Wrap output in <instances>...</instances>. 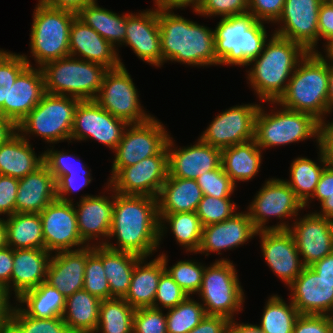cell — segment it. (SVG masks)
I'll use <instances>...</instances> for the list:
<instances>
[{"instance_id": "48", "label": "cell", "mask_w": 333, "mask_h": 333, "mask_svg": "<svg viewBox=\"0 0 333 333\" xmlns=\"http://www.w3.org/2000/svg\"><path fill=\"white\" fill-rule=\"evenodd\" d=\"M236 203L230 198H215L203 195L198 207L196 215L199 217L202 226L219 223L231 218L235 213Z\"/></svg>"}, {"instance_id": "14", "label": "cell", "mask_w": 333, "mask_h": 333, "mask_svg": "<svg viewBox=\"0 0 333 333\" xmlns=\"http://www.w3.org/2000/svg\"><path fill=\"white\" fill-rule=\"evenodd\" d=\"M295 220L291 227L285 221L269 227L291 232L304 266H311L333 252V220L315 212Z\"/></svg>"}, {"instance_id": "22", "label": "cell", "mask_w": 333, "mask_h": 333, "mask_svg": "<svg viewBox=\"0 0 333 333\" xmlns=\"http://www.w3.org/2000/svg\"><path fill=\"white\" fill-rule=\"evenodd\" d=\"M122 44L129 45L136 56L146 63L162 66L158 9L127 14L126 37Z\"/></svg>"}, {"instance_id": "63", "label": "cell", "mask_w": 333, "mask_h": 333, "mask_svg": "<svg viewBox=\"0 0 333 333\" xmlns=\"http://www.w3.org/2000/svg\"><path fill=\"white\" fill-rule=\"evenodd\" d=\"M97 0H39L40 3L55 9H65L77 13L86 4Z\"/></svg>"}, {"instance_id": "38", "label": "cell", "mask_w": 333, "mask_h": 333, "mask_svg": "<svg viewBox=\"0 0 333 333\" xmlns=\"http://www.w3.org/2000/svg\"><path fill=\"white\" fill-rule=\"evenodd\" d=\"M77 17L114 47L122 46L126 37L127 14L120 16L94 2L83 6Z\"/></svg>"}, {"instance_id": "10", "label": "cell", "mask_w": 333, "mask_h": 333, "mask_svg": "<svg viewBox=\"0 0 333 333\" xmlns=\"http://www.w3.org/2000/svg\"><path fill=\"white\" fill-rule=\"evenodd\" d=\"M233 262L221 258L205 266L202 286L198 292L206 315H220L235 319L234 313L242 311L244 292Z\"/></svg>"}, {"instance_id": "9", "label": "cell", "mask_w": 333, "mask_h": 333, "mask_svg": "<svg viewBox=\"0 0 333 333\" xmlns=\"http://www.w3.org/2000/svg\"><path fill=\"white\" fill-rule=\"evenodd\" d=\"M259 107L255 118V141L260 149L287 145L312 137L319 144V123L313 115L286 108L267 113ZM266 112V113H265Z\"/></svg>"}, {"instance_id": "16", "label": "cell", "mask_w": 333, "mask_h": 333, "mask_svg": "<svg viewBox=\"0 0 333 333\" xmlns=\"http://www.w3.org/2000/svg\"><path fill=\"white\" fill-rule=\"evenodd\" d=\"M167 177L168 154H156L121 168L107 184L116 193L157 198Z\"/></svg>"}, {"instance_id": "1", "label": "cell", "mask_w": 333, "mask_h": 333, "mask_svg": "<svg viewBox=\"0 0 333 333\" xmlns=\"http://www.w3.org/2000/svg\"><path fill=\"white\" fill-rule=\"evenodd\" d=\"M113 237L117 239L118 246H114L106 239H102L97 244L145 258L153 254L152 252H155L160 245L157 198L115 192L112 224L108 239Z\"/></svg>"}, {"instance_id": "32", "label": "cell", "mask_w": 333, "mask_h": 333, "mask_svg": "<svg viewBox=\"0 0 333 333\" xmlns=\"http://www.w3.org/2000/svg\"><path fill=\"white\" fill-rule=\"evenodd\" d=\"M93 252L103 262L111 298H124L129 290L134 267L142 257L96 244L93 245Z\"/></svg>"}, {"instance_id": "67", "label": "cell", "mask_w": 333, "mask_h": 333, "mask_svg": "<svg viewBox=\"0 0 333 333\" xmlns=\"http://www.w3.org/2000/svg\"><path fill=\"white\" fill-rule=\"evenodd\" d=\"M10 297L6 289L0 285V327L11 316L13 306L9 302Z\"/></svg>"}, {"instance_id": "7", "label": "cell", "mask_w": 333, "mask_h": 333, "mask_svg": "<svg viewBox=\"0 0 333 333\" xmlns=\"http://www.w3.org/2000/svg\"><path fill=\"white\" fill-rule=\"evenodd\" d=\"M76 17L73 11L51 8L38 1L30 33V53L37 67L70 55V28Z\"/></svg>"}, {"instance_id": "46", "label": "cell", "mask_w": 333, "mask_h": 333, "mask_svg": "<svg viewBox=\"0 0 333 333\" xmlns=\"http://www.w3.org/2000/svg\"><path fill=\"white\" fill-rule=\"evenodd\" d=\"M159 257L163 260L165 270L172 279L190 296L198 293L202 286L205 266L195 260L178 261L173 266L167 268L168 258L162 253Z\"/></svg>"}, {"instance_id": "50", "label": "cell", "mask_w": 333, "mask_h": 333, "mask_svg": "<svg viewBox=\"0 0 333 333\" xmlns=\"http://www.w3.org/2000/svg\"><path fill=\"white\" fill-rule=\"evenodd\" d=\"M11 316L27 333H71L62 317L33 318L17 305L12 307Z\"/></svg>"}, {"instance_id": "40", "label": "cell", "mask_w": 333, "mask_h": 333, "mask_svg": "<svg viewBox=\"0 0 333 333\" xmlns=\"http://www.w3.org/2000/svg\"><path fill=\"white\" fill-rule=\"evenodd\" d=\"M23 307L21 309L33 318L62 317L66 304V297L46 281L16 299Z\"/></svg>"}, {"instance_id": "5", "label": "cell", "mask_w": 333, "mask_h": 333, "mask_svg": "<svg viewBox=\"0 0 333 333\" xmlns=\"http://www.w3.org/2000/svg\"><path fill=\"white\" fill-rule=\"evenodd\" d=\"M264 23L250 13L221 18L214 29L217 65L249 66L267 42Z\"/></svg>"}, {"instance_id": "36", "label": "cell", "mask_w": 333, "mask_h": 333, "mask_svg": "<svg viewBox=\"0 0 333 333\" xmlns=\"http://www.w3.org/2000/svg\"><path fill=\"white\" fill-rule=\"evenodd\" d=\"M262 150L255 139L221 150V165L235 184L249 181L258 174L262 163Z\"/></svg>"}, {"instance_id": "39", "label": "cell", "mask_w": 333, "mask_h": 333, "mask_svg": "<svg viewBox=\"0 0 333 333\" xmlns=\"http://www.w3.org/2000/svg\"><path fill=\"white\" fill-rule=\"evenodd\" d=\"M7 243L12 249H45L39 213H14L5 219Z\"/></svg>"}, {"instance_id": "6", "label": "cell", "mask_w": 333, "mask_h": 333, "mask_svg": "<svg viewBox=\"0 0 333 333\" xmlns=\"http://www.w3.org/2000/svg\"><path fill=\"white\" fill-rule=\"evenodd\" d=\"M44 75L45 93L94 100L108 70L101 64L73 56L52 60L41 67Z\"/></svg>"}, {"instance_id": "37", "label": "cell", "mask_w": 333, "mask_h": 333, "mask_svg": "<svg viewBox=\"0 0 333 333\" xmlns=\"http://www.w3.org/2000/svg\"><path fill=\"white\" fill-rule=\"evenodd\" d=\"M101 300L85 289L66 298L62 319L71 333H96Z\"/></svg>"}, {"instance_id": "33", "label": "cell", "mask_w": 333, "mask_h": 333, "mask_svg": "<svg viewBox=\"0 0 333 333\" xmlns=\"http://www.w3.org/2000/svg\"><path fill=\"white\" fill-rule=\"evenodd\" d=\"M44 164V153L36 156L28 138L18 132L0 145V175L21 179Z\"/></svg>"}, {"instance_id": "27", "label": "cell", "mask_w": 333, "mask_h": 333, "mask_svg": "<svg viewBox=\"0 0 333 333\" xmlns=\"http://www.w3.org/2000/svg\"><path fill=\"white\" fill-rule=\"evenodd\" d=\"M45 94L44 75L41 67L28 65L16 78L8 93V103L0 108V115L18 124Z\"/></svg>"}, {"instance_id": "26", "label": "cell", "mask_w": 333, "mask_h": 333, "mask_svg": "<svg viewBox=\"0 0 333 333\" xmlns=\"http://www.w3.org/2000/svg\"><path fill=\"white\" fill-rule=\"evenodd\" d=\"M109 191H112L111 199L105 195H85L74 206L78 230L81 239L89 246L91 240L101 237L108 239L115 201V191L107 185ZM101 236V237H100Z\"/></svg>"}, {"instance_id": "44", "label": "cell", "mask_w": 333, "mask_h": 333, "mask_svg": "<svg viewBox=\"0 0 333 333\" xmlns=\"http://www.w3.org/2000/svg\"><path fill=\"white\" fill-rule=\"evenodd\" d=\"M300 313L292 302L272 295L265 304L259 328L264 333H292Z\"/></svg>"}, {"instance_id": "72", "label": "cell", "mask_w": 333, "mask_h": 333, "mask_svg": "<svg viewBox=\"0 0 333 333\" xmlns=\"http://www.w3.org/2000/svg\"><path fill=\"white\" fill-rule=\"evenodd\" d=\"M326 45H324V50H326V56L322 55L321 52L317 51V53L327 62L333 64V38L330 39L329 41L325 42ZM325 56V57H324ZM327 57V58H326ZM329 60V61H328Z\"/></svg>"}, {"instance_id": "15", "label": "cell", "mask_w": 333, "mask_h": 333, "mask_svg": "<svg viewBox=\"0 0 333 333\" xmlns=\"http://www.w3.org/2000/svg\"><path fill=\"white\" fill-rule=\"evenodd\" d=\"M259 107L255 103L230 107L216 115L199 139L221 150L254 139Z\"/></svg>"}, {"instance_id": "3", "label": "cell", "mask_w": 333, "mask_h": 333, "mask_svg": "<svg viewBox=\"0 0 333 333\" xmlns=\"http://www.w3.org/2000/svg\"><path fill=\"white\" fill-rule=\"evenodd\" d=\"M307 53L300 44L273 33L261 54L249 63L253 67L247 72L248 83L259 101L276 102Z\"/></svg>"}, {"instance_id": "51", "label": "cell", "mask_w": 333, "mask_h": 333, "mask_svg": "<svg viewBox=\"0 0 333 333\" xmlns=\"http://www.w3.org/2000/svg\"><path fill=\"white\" fill-rule=\"evenodd\" d=\"M203 195L215 198H231L236 185L231 178L224 172L222 165L217 169L205 172L196 179Z\"/></svg>"}, {"instance_id": "17", "label": "cell", "mask_w": 333, "mask_h": 333, "mask_svg": "<svg viewBox=\"0 0 333 333\" xmlns=\"http://www.w3.org/2000/svg\"><path fill=\"white\" fill-rule=\"evenodd\" d=\"M304 208L286 180L271 178L257 192L247 212L254 227L260 231L270 229L266 225L270 216L281 220L285 217L293 219Z\"/></svg>"}, {"instance_id": "12", "label": "cell", "mask_w": 333, "mask_h": 333, "mask_svg": "<svg viewBox=\"0 0 333 333\" xmlns=\"http://www.w3.org/2000/svg\"><path fill=\"white\" fill-rule=\"evenodd\" d=\"M138 91L125 65L108 69L103 77L100 91L94 99L111 115L127 124H137L152 116L143 110Z\"/></svg>"}, {"instance_id": "69", "label": "cell", "mask_w": 333, "mask_h": 333, "mask_svg": "<svg viewBox=\"0 0 333 333\" xmlns=\"http://www.w3.org/2000/svg\"><path fill=\"white\" fill-rule=\"evenodd\" d=\"M0 333H27V332L12 316H10L0 327Z\"/></svg>"}, {"instance_id": "45", "label": "cell", "mask_w": 333, "mask_h": 333, "mask_svg": "<svg viewBox=\"0 0 333 333\" xmlns=\"http://www.w3.org/2000/svg\"><path fill=\"white\" fill-rule=\"evenodd\" d=\"M167 310V333H188L206 316L202 303L190 299V296Z\"/></svg>"}, {"instance_id": "34", "label": "cell", "mask_w": 333, "mask_h": 333, "mask_svg": "<svg viewBox=\"0 0 333 333\" xmlns=\"http://www.w3.org/2000/svg\"><path fill=\"white\" fill-rule=\"evenodd\" d=\"M202 198L196 180L167 177L157 196L158 214L196 212Z\"/></svg>"}, {"instance_id": "19", "label": "cell", "mask_w": 333, "mask_h": 333, "mask_svg": "<svg viewBox=\"0 0 333 333\" xmlns=\"http://www.w3.org/2000/svg\"><path fill=\"white\" fill-rule=\"evenodd\" d=\"M42 220L45 250L50 252L72 251L88 246L80 237L77 215L73 202L58 199L39 213ZM81 246V247H80Z\"/></svg>"}, {"instance_id": "18", "label": "cell", "mask_w": 333, "mask_h": 333, "mask_svg": "<svg viewBox=\"0 0 333 333\" xmlns=\"http://www.w3.org/2000/svg\"><path fill=\"white\" fill-rule=\"evenodd\" d=\"M324 0H285L282 13L275 22L276 35L300 44L307 52H317L318 16Z\"/></svg>"}, {"instance_id": "43", "label": "cell", "mask_w": 333, "mask_h": 333, "mask_svg": "<svg viewBox=\"0 0 333 333\" xmlns=\"http://www.w3.org/2000/svg\"><path fill=\"white\" fill-rule=\"evenodd\" d=\"M134 311L124 298L101 300L96 333H133Z\"/></svg>"}, {"instance_id": "31", "label": "cell", "mask_w": 333, "mask_h": 333, "mask_svg": "<svg viewBox=\"0 0 333 333\" xmlns=\"http://www.w3.org/2000/svg\"><path fill=\"white\" fill-rule=\"evenodd\" d=\"M56 199V181L43 164L35 172L19 179L16 213H40Z\"/></svg>"}, {"instance_id": "30", "label": "cell", "mask_w": 333, "mask_h": 333, "mask_svg": "<svg viewBox=\"0 0 333 333\" xmlns=\"http://www.w3.org/2000/svg\"><path fill=\"white\" fill-rule=\"evenodd\" d=\"M50 258L51 253L45 249H13L10 290L13 288L15 299L46 281Z\"/></svg>"}, {"instance_id": "65", "label": "cell", "mask_w": 333, "mask_h": 333, "mask_svg": "<svg viewBox=\"0 0 333 333\" xmlns=\"http://www.w3.org/2000/svg\"><path fill=\"white\" fill-rule=\"evenodd\" d=\"M154 1H155L154 3L155 7L158 10L172 11L174 8L184 9L187 6H192L193 11L196 12L199 9L202 0H154Z\"/></svg>"}, {"instance_id": "24", "label": "cell", "mask_w": 333, "mask_h": 333, "mask_svg": "<svg viewBox=\"0 0 333 333\" xmlns=\"http://www.w3.org/2000/svg\"><path fill=\"white\" fill-rule=\"evenodd\" d=\"M257 232L248 212H237L225 221L204 226L201 243L196 253H206V256L210 254L209 252L221 254L222 249L231 250L244 245Z\"/></svg>"}, {"instance_id": "64", "label": "cell", "mask_w": 333, "mask_h": 333, "mask_svg": "<svg viewBox=\"0 0 333 333\" xmlns=\"http://www.w3.org/2000/svg\"><path fill=\"white\" fill-rule=\"evenodd\" d=\"M322 279L333 285V252L310 266Z\"/></svg>"}, {"instance_id": "55", "label": "cell", "mask_w": 333, "mask_h": 333, "mask_svg": "<svg viewBox=\"0 0 333 333\" xmlns=\"http://www.w3.org/2000/svg\"><path fill=\"white\" fill-rule=\"evenodd\" d=\"M284 3L285 0H248V13L265 24L275 23L282 13Z\"/></svg>"}, {"instance_id": "11", "label": "cell", "mask_w": 333, "mask_h": 333, "mask_svg": "<svg viewBox=\"0 0 333 333\" xmlns=\"http://www.w3.org/2000/svg\"><path fill=\"white\" fill-rule=\"evenodd\" d=\"M169 137L163 124L154 116L142 123L128 124L119 144L113 151L115 159L110 178L123 167L132 166L156 154H167Z\"/></svg>"}, {"instance_id": "66", "label": "cell", "mask_w": 333, "mask_h": 333, "mask_svg": "<svg viewBox=\"0 0 333 333\" xmlns=\"http://www.w3.org/2000/svg\"><path fill=\"white\" fill-rule=\"evenodd\" d=\"M17 132V124L11 119L0 115V145L6 143Z\"/></svg>"}, {"instance_id": "2", "label": "cell", "mask_w": 333, "mask_h": 333, "mask_svg": "<svg viewBox=\"0 0 333 333\" xmlns=\"http://www.w3.org/2000/svg\"><path fill=\"white\" fill-rule=\"evenodd\" d=\"M158 23L163 64L217 65L214 30L164 10H158Z\"/></svg>"}, {"instance_id": "28", "label": "cell", "mask_w": 333, "mask_h": 333, "mask_svg": "<svg viewBox=\"0 0 333 333\" xmlns=\"http://www.w3.org/2000/svg\"><path fill=\"white\" fill-rule=\"evenodd\" d=\"M93 252V244L82 249L61 251L51 255L46 282L66 298L83 289L86 258Z\"/></svg>"}, {"instance_id": "29", "label": "cell", "mask_w": 333, "mask_h": 333, "mask_svg": "<svg viewBox=\"0 0 333 333\" xmlns=\"http://www.w3.org/2000/svg\"><path fill=\"white\" fill-rule=\"evenodd\" d=\"M76 158V159H75ZM76 162V163H75ZM80 159L69 152L53 150L44 151V164L56 181V197L62 202H72L66 195L88 186L93 180L88 168ZM80 164V165H79Z\"/></svg>"}, {"instance_id": "68", "label": "cell", "mask_w": 333, "mask_h": 333, "mask_svg": "<svg viewBox=\"0 0 333 333\" xmlns=\"http://www.w3.org/2000/svg\"><path fill=\"white\" fill-rule=\"evenodd\" d=\"M236 319H232L229 324V333H264L258 325L235 322Z\"/></svg>"}, {"instance_id": "41", "label": "cell", "mask_w": 333, "mask_h": 333, "mask_svg": "<svg viewBox=\"0 0 333 333\" xmlns=\"http://www.w3.org/2000/svg\"><path fill=\"white\" fill-rule=\"evenodd\" d=\"M318 149L321 165L307 157L295 158L290 167V181H286L304 207L309 206L307 204L315 192L324 168L328 165L323 152Z\"/></svg>"}, {"instance_id": "58", "label": "cell", "mask_w": 333, "mask_h": 333, "mask_svg": "<svg viewBox=\"0 0 333 333\" xmlns=\"http://www.w3.org/2000/svg\"><path fill=\"white\" fill-rule=\"evenodd\" d=\"M230 319L220 315H206L188 333H229Z\"/></svg>"}, {"instance_id": "8", "label": "cell", "mask_w": 333, "mask_h": 333, "mask_svg": "<svg viewBox=\"0 0 333 333\" xmlns=\"http://www.w3.org/2000/svg\"><path fill=\"white\" fill-rule=\"evenodd\" d=\"M79 99L45 93L40 102L17 124L23 137L35 134L46 143L70 141L74 112Z\"/></svg>"}, {"instance_id": "61", "label": "cell", "mask_w": 333, "mask_h": 333, "mask_svg": "<svg viewBox=\"0 0 333 333\" xmlns=\"http://www.w3.org/2000/svg\"><path fill=\"white\" fill-rule=\"evenodd\" d=\"M13 265V249L9 246L0 249V285L6 289L9 296L11 295L10 278Z\"/></svg>"}, {"instance_id": "42", "label": "cell", "mask_w": 333, "mask_h": 333, "mask_svg": "<svg viewBox=\"0 0 333 333\" xmlns=\"http://www.w3.org/2000/svg\"><path fill=\"white\" fill-rule=\"evenodd\" d=\"M160 220V241L165 234L168 223L175 240L186 252L196 253L199 249L203 226L196 212L158 214ZM166 221V222H165ZM164 223V224H163Z\"/></svg>"}, {"instance_id": "60", "label": "cell", "mask_w": 333, "mask_h": 333, "mask_svg": "<svg viewBox=\"0 0 333 333\" xmlns=\"http://www.w3.org/2000/svg\"><path fill=\"white\" fill-rule=\"evenodd\" d=\"M317 146L323 152L328 164L333 166V121L328 122L326 118L320 121L319 144Z\"/></svg>"}, {"instance_id": "35", "label": "cell", "mask_w": 333, "mask_h": 333, "mask_svg": "<svg viewBox=\"0 0 333 333\" xmlns=\"http://www.w3.org/2000/svg\"><path fill=\"white\" fill-rule=\"evenodd\" d=\"M142 257L135 265L129 290L124 299L134 308H154L158 282L165 271L163 260L158 256L149 263Z\"/></svg>"}, {"instance_id": "73", "label": "cell", "mask_w": 333, "mask_h": 333, "mask_svg": "<svg viewBox=\"0 0 333 333\" xmlns=\"http://www.w3.org/2000/svg\"><path fill=\"white\" fill-rule=\"evenodd\" d=\"M6 246H8V243H7V230L5 225V219L0 218V249L5 248Z\"/></svg>"}, {"instance_id": "59", "label": "cell", "mask_w": 333, "mask_h": 333, "mask_svg": "<svg viewBox=\"0 0 333 333\" xmlns=\"http://www.w3.org/2000/svg\"><path fill=\"white\" fill-rule=\"evenodd\" d=\"M319 39L329 41L333 38V0L323 1L318 16Z\"/></svg>"}, {"instance_id": "20", "label": "cell", "mask_w": 333, "mask_h": 333, "mask_svg": "<svg viewBox=\"0 0 333 333\" xmlns=\"http://www.w3.org/2000/svg\"><path fill=\"white\" fill-rule=\"evenodd\" d=\"M262 253L276 276L289 286L302 272L303 262L293 235L288 229L260 230Z\"/></svg>"}, {"instance_id": "54", "label": "cell", "mask_w": 333, "mask_h": 333, "mask_svg": "<svg viewBox=\"0 0 333 333\" xmlns=\"http://www.w3.org/2000/svg\"><path fill=\"white\" fill-rule=\"evenodd\" d=\"M201 16L222 18L248 13V0H202L195 12Z\"/></svg>"}, {"instance_id": "52", "label": "cell", "mask_w": 333, "mask_h": 333, "mask_svg": "<svg viewBox=\"0 0 333 333\" xmlns=\"http://www.w3.org/2000/svg\"><path fill=\"white\" fill-rule=\"evenodd\" d=\"M187 297L188 294L172 279V277L165 270L161 274L158 282L157 293L154 300V308H174Z\"/></svg>"}, {"instance_id": "53", "label": "cell", "mask_w": 333, "mask_h": 333, "mask_svg": "<svg viewBox=\"0 0 333 333\" xmlns=\"http://www.w3.org/2000/svg\"><path fill=\"white\" fill-rule=\"evenodd\" d=\"M133 333H167L166 314L153 307L135 309Z\"/></svg>"}, {"instance_id": "62", "label": "cell", "mask_w": 333, "mask_h": 333, "mask_svg": "<svg viewBox=\"0 0 333 333\" xmlns=\"http://www.w3.org/2000/svg\"><path fill=\"white\" fill-rule=\"evenodd\" d=\"M331 194H333V166L328 164L320 176L311 200L317 197L321 204Z\"/></svg>"}, {"instance_id": "70", "label": "cell", "mask_w": 333, "mask_h": 333, "mask_svg": "<svg viewBox=\"0 0 333 333\" xmlns=\"http://www.w3.org/2000/svg\"><path fill=\"white\" fill-rule=\"evenodd\" d=\"M321 211L315 213L330 220H333V194L329 195V198L325 199L321 204Z\"/></svg>"}, {"instance_id": "4", "label": "cell", "mask_w": 333, "mask_h": 333, "mask_svg": "<svg viewBox=\"0 0 333 333\" xmlns=\"http://www.w3.org/2000/svg\"><path fill=\"white\" fill-rule=\"evenodd\" d=\"M328 84L329 62L317 52H308L292 73L285 92L270 103L309 113L321 121L328 113Z\"/></svg>"}, {"instance_id": "49", "label": "cell", "mask_w": 333, "mask_h": 333, "mask_svg": "<svg viewBox=\"0 0 333 333\" xmlns=\"http://www.w3.org/2000/svg\"><path fill=\"white\" fill-rule=\"evenodd\" d=\"M83 289L100 300L111 299L103 262L94 252L86 258Z\"/></svg>"}, {"instance_id": "71", "label": "cell", "mask_w": 333, "mask_h": 333, "mask_svg": "<svg viewBox=\"0 0 333 333\" xmlns=\"http://www.w3.org/2000/svg\"><path fill=\"white\" fill-rule=\"evenodd\" d=\"M333 110V64L329 63L328 114Z\"/></svg>"}, {"instance_id": "21", "label": "cell", "mask_w": 333, "mask_h": 333, "mask_svg": "<svg viewBox=\"0 0 333 333\" xmlns=\"http://www.w3.org/2000/svg\"><path fill=\"white\" fill-rule=\"evenodd\" d=\"M172 140L169 137L167 142L168 177L196 180L198 176L221 165V149L206 144L199 138L193 146L177 149Z\"/></svg>"}, {"instance_id": "23", "label": "cell", "mask_w": 333, "mask_h": 333, "mask_svg": "<svg viewBox=\"0 0 333 333\" xmlns=\"http://www.w3.org/2000/svg\"><path fill=\"white\" fill-rule=\"evenodd\" d=\"M288 287L291 290L290 300L300 314L333 317V285L310 266H305Z\"/></svg>"}, {"instance_id": "57", "label": "cell", "mask_w": 333, "mask_h": 333, "mask_svg": "<svg viewBox=\"0 0 333 333\" xmlns=\"http://www.w3.org/2000/svg\"><path fill=\"white\" fill-rule=\"evenodd\" d=\"M19 179L0 175V215L6 216L16 213V197Z\"/></svg>"}, {"instance_id": "56", "label": "cell", "mask_w": 333, "mask_h": 333, "mask_svg": "<svg viewBox=\"0 0 333 333\" xmlns=\"http://www.w3.org/2000/svg\"><path fill=\"white\" fill-rule=\"evenodd\" d=\"M292 333H333V317L329 315L300 314Z\"/></svg>"}, {"instance_id": "25", "label": "cell", "mask_w": 333, "mask_h": 333, "mask_svg": "<svg viewBox=\"0 0 333 333\" xmlns=\"http://www.w3.org/2000/svg\"><path fill=\"white\" fill-rule=\"evenodd\" d=\"M117 49L78 17L73 20L69 37L70 56L114 69L124 65Z\"/></svg>"}, {"instance_id": "47", "label": "cell", "mask_w": 333, "mask_h": 333, "mask_svg": "<svg viewBox=\"0 0 333 333\" xmlns=\"http://www.w3.org/2000/svg\"><path fill=\"white\" fill-rule=\"evenodd\" d=\"M31 66L27 55L0 50V108L8 103V93L18 75Z\"/></svg>"}, {"instance_id": "13", "label": "cell", "mask_w": 333, "mask_h": 333, "mask_svg": "<svg viewBox=\"0 0 333 333\" xmlns=\"http://www.w3.org/2000/svg\"><path fill=\"white\" fill-rule=\"evenodd\" d=\"M127 123L103 109L95 100L79 101L75 108L71 140L94 139L115 150Z\"/></svg>"}]
</instances>
